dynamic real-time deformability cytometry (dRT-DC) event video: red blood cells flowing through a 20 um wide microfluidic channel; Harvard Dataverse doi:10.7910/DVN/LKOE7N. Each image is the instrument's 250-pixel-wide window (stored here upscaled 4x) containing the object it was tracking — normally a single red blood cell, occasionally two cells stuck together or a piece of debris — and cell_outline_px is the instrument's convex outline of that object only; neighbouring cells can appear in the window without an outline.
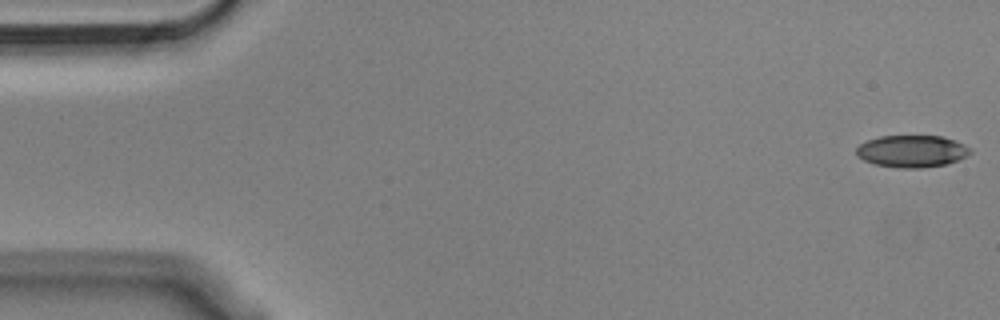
{"species": "Egyptian fruit bat (a non-hibernating species)", "species_latin": "Rousettus aegyptiacus", "temperature_condition": "cold", "stored_images_in_passage": 55, "camera_frame_rate_fps": 3000, "um_per_image_px": 0.085, "animal": {"sex": "male"}, "frame": {"image": 1, "passage_image": 1, "time_ms": 0.0, "image_size_px": [1000, 320], "cell_outline_px": [[972, 152], [956, 160], [944, 164], [920, 168], [900, 168], [876, 164], [864, 160], [856, 152], [856, 148], [860, 144], [868, 140], [880, 136], [944, 136], [956, 140], [964, 144]], "centroid_in_image_um": [77.51, 12.84], "position_along_channel_um": 7.5, "area_um2": 20.98}}
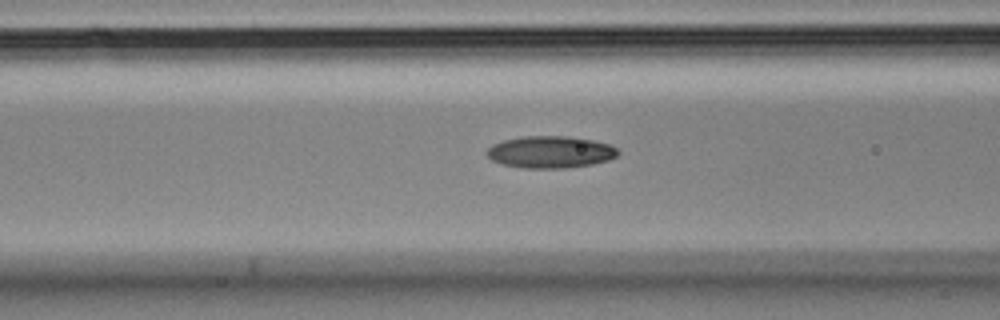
{"frame": {"image": 2, "passage_image": 21, "time_ms": 6.667, "image_size_px": [1000, 320], "cell_outline_px": [[620, 152], [616, 156], [608, 160], [592, 164], [564, 168], [524, 168], [500, 164], [492, 160], [488, 156], [488, 148], [492, 144], [504, 140], [524, 136], [568, 136], [592, 140], [612, 144]], "centroid_in_image_um": [46.8, 12.92], "position_along_channel_um": 119.8, "area_um2": 24.45}}
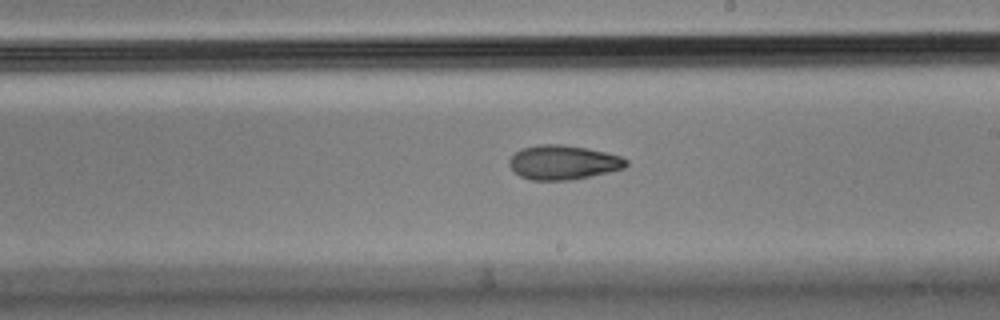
{"frame": {"image": 3, "passage_image": 31, "time_ms": 10.0, "image_size_px": [1000, 320], "cell_outline_px": [[628, 164], [624, 168], [608, 172], [572, 180], [532, 180], [520, 176], [508, 164], [508, 160], [520, 148], [540, 144], [560, 144], [588, 148], [620, 156], [628, 160]], "centroid_in_image_um": [47.86, 13.8], "position_along_channel_um": 241.1, "area_um2": 23.35}, "authors_computed_cell_mechanics": {"area_um2": 23.3512, "velocity_mm_per_s": 3.6438, "shape_relaxation_time_tau1_ms": null, "shape_relaxation_time_tau2_ms": 10.6131, "deformation_change_tau1": null, "deformation_change_tau2": 0.2071}}